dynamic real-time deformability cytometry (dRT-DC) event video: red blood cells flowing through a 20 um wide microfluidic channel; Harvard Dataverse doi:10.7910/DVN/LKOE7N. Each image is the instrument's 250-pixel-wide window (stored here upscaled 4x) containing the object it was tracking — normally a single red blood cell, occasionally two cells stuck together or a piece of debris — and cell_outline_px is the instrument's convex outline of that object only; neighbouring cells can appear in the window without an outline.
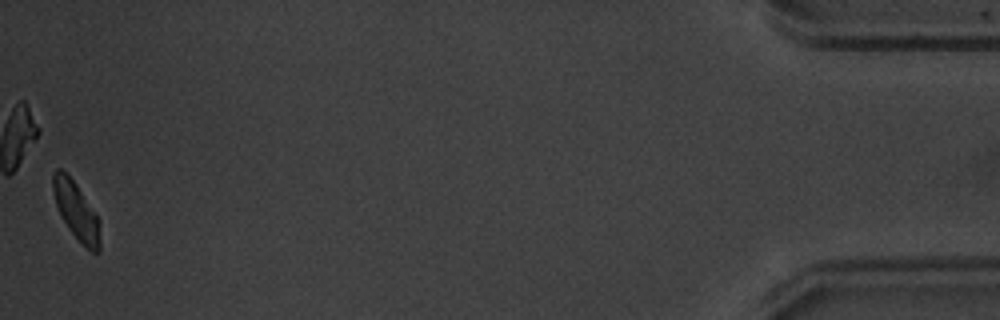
{"species": "common noctule bat (a hibernating species)", "species_latin": "Nyctalus noctula", "temperature_condition": "warm", "stored_images_in_passage": 54, "camera_frame_rate_fps": 3000, "um_per_image_px": 0.085, "animal": {"sex": "male", "body_mass_g": 20.1, "forearm_length_mm": 53.5}, "frame": {"image": 1, "passage_image": 54, "time_ms": 17.667, "image_size_px": [1000, 320], "cell_outline_px": [[100, 252], [92, 252], [84, 248], [68, 228], [60, 216], [56, 204], [52, 188], [52, 172], [56, 168], [60, 168], [76, 184], [100, 220]], "centroid_in_image_um": [6.48, 17.96], "position_along_channel_um": 428.7, "area_um2": 15.95}, "authors_computed_cell_mechanics": {"area_um2": 16.7042, "velocity_mm_per_s": 3.8123, "shape_relaxation_time_tau1_ms": 1.6863, "shape_relaxation_time_tau2_ms": null, "deformation_change_tau1": 0.1094, "deformation_change_tau2": null}}